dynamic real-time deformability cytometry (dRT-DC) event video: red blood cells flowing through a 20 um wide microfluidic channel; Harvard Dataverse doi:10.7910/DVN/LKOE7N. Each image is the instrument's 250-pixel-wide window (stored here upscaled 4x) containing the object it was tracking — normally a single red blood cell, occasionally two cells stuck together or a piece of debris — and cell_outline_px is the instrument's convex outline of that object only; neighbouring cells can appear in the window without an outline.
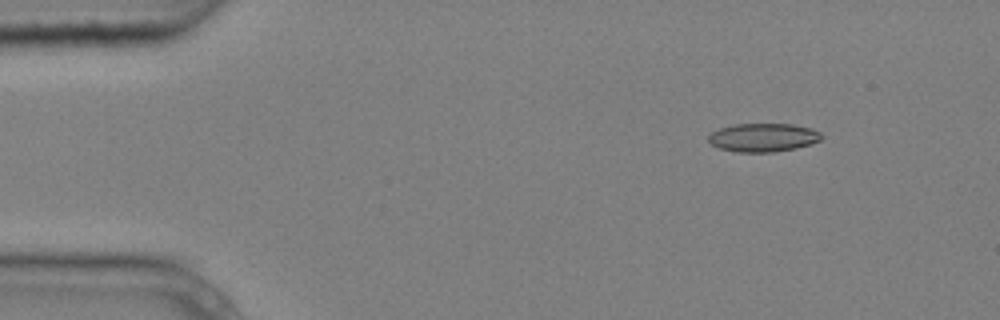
{"species": "common noctule bat (a hibernating species)", "species_latin": "Nyctalus noctula", "temperature_condition": "cold", "stored_images_in_passage": 6, "segment_of_instrument_passage": [2, 2], "camera_frame_rate_fps": 3000, "um_per_image_px": 0.085, "animal": {"sex": "male", "body_mass_g": 20.4}, "frame": {"image": 1, "passage_image": 6, "time_ms": 1.667, "image_size_px": [1000, 320], "cell_outline_px": [[824, 136], [820, 140], [796, 148], [776, 152], [736, 152], [720, 148], [712, 144], [708, 140], [708, 136], [712, 132], [720, 128], [732, 124], [792, 124], [812, 128], [820, 132]], "centroid_in_image_um": [64.88, 11.68], "position_along_channel_um": 20.1, "area_um2": 18.79}}